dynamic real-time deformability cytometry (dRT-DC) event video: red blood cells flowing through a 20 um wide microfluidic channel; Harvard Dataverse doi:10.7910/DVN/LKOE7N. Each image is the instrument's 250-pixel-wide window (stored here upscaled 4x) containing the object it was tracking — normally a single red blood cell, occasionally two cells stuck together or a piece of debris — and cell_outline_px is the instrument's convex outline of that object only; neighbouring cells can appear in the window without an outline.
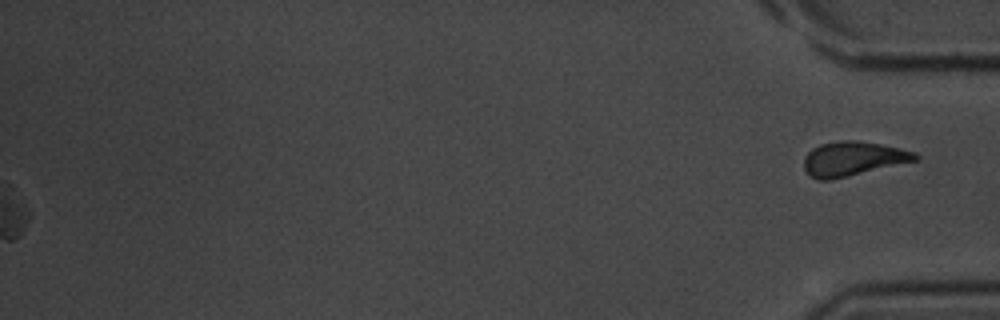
{"species": "common noctule bat (a hibernating species)", "species_latin": "Nyctalus noctula", "temperature_condition": "room temperature", "stored_images_in_passage": 44, "segment_of_instrument_passage": [2, 2], "camera_frame_rate_fps": 3000, "um_per_image_px": 0.085, "animal": {"sex": "male", "body_mass_g": 20.1, "forearm_length_mm": 53.5}, "frame": {"image": 1, "passage_image": 44, "time_ms": 14.333, "image_size_px": [1000, 320], "cell_outline_px": [[920, 160], [828, 180], [816, 180], [808, 176], [804, 168], [804, 156], [812, 148], [820, 144], [840, 140], [852, 140], [880, 144], [900, 148], [916, 152], [920, 156]], "centroid_in_image_um": [72.5, 13.49], "position_along_channel_um": 362.7, "area_um2": 22.37}}